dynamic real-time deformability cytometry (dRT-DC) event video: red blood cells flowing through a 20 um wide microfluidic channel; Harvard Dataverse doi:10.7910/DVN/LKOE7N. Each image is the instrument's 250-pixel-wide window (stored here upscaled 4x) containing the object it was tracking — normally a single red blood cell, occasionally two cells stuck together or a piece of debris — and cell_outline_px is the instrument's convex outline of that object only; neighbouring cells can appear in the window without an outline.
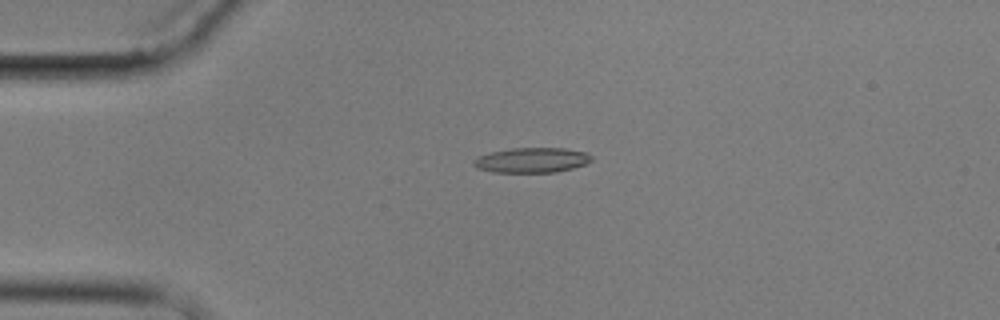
{"species": "common noctule bat (a hibernating species)", "species_latin": "Nyctalus noctula", "temperature_condition": "cold", "stored_images_in_passage": 5, "camera_frame_rate_fps": 3000, "um_per_image_px": 0.085, "animal": {"sex": "male", "body_mass_g": 17.9}, "frame": {"image": 1, "passage_image": 4, "time_ms": 4.333, "image_size_px": [1000, 320], "cell_outline_px": [[592, 160], [584, 164], [572, 168], [556, 172], [492, 172], [476, 168], [472, 164], [480, 156], [492, 152], [512, 148], [564, 148], [588, 152], [592, 156]], "centroid_in_image_um": [45.24, 13.61], "position_along_channel_um": 39.8, "area_um2": 17.05}}